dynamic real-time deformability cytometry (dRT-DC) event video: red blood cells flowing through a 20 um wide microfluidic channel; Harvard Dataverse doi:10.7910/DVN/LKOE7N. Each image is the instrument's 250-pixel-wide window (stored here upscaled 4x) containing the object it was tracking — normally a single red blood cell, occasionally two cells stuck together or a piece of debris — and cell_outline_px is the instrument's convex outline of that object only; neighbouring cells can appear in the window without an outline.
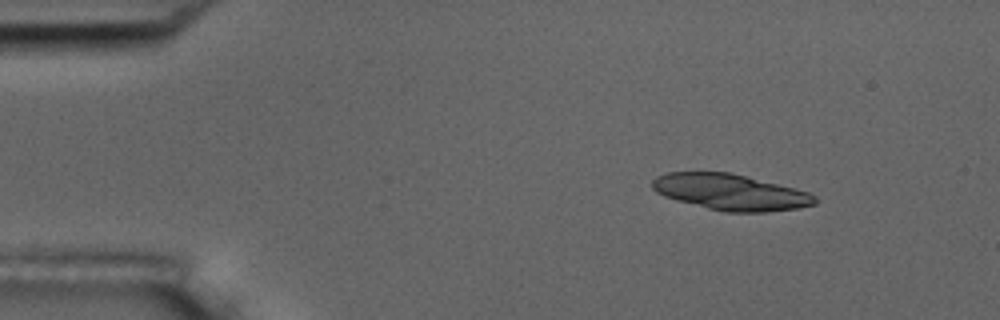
{"species": "common noctule bat (a hibernating species)", "species_latin": "Nyctalus noctula", "temperature_condition": "room temperature", "stored_images_in_passage": 2, "camera_frame_rate_fps": 3000, "um_per_image_px": 0.085, "animal": {"sex": "male", "body_mass_g": 17.5, "forearm_length_mm": 52.3}, "frame": {"image": 1, "passage_image": 2, "time_ms": 2.333, "image_size_px": [1000, 320], "cell_outline_px": [[816, 204], [796, 208], [768, 212], [724, 212], [676, 200], [664, 196], [656, 192], [652, 188], [652, 180], [656, 176], [668, 172], [732, 172], [796, 188], [808, 192], [816, 196]], "centroid_in_image_um": [62.09, 16.32], "position_along_channel_um": 22.9, "area_um2": 34.28}}